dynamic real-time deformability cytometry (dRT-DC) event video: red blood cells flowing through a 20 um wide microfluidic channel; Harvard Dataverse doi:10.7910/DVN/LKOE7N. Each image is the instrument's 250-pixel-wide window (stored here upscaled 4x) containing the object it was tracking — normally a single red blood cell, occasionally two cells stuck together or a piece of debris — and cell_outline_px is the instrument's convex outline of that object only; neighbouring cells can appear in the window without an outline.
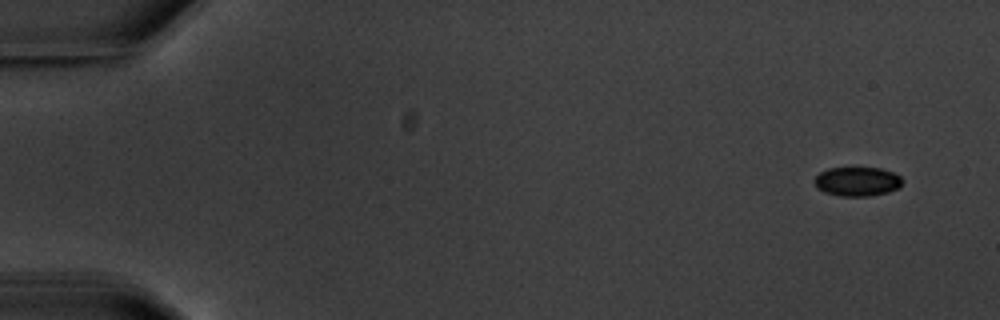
{"species": "common noctule bat (a hibernating species)", "species_latin": "Nyctalus noctula", "temperature_condition": "warm", "stored_images_in_passage": 5, "camera_frame_rate_fps": 3000, "um_per_image_px": 0.085, "animal": {"sex": "male", "body_mass_g": 20.1, "forearm_length_mm": 53.5}, "frame": {"image": 1, "passage_image": 1, "time_ms": 0.0, "image_size_px": [1000, 320], "cell_outline_px": [[904, 180], [896, 188], [888, 192], [868, 196], [840, 196], [824, 192], [816, 188], [812, 180], [820, 172], [828, 168], [880, 168], [892, 172], [900, 176]], "centroid_in_image_um": [72.81, 15.43], "position_along_channel_um": 12.2, "area_um2": 14.97}}
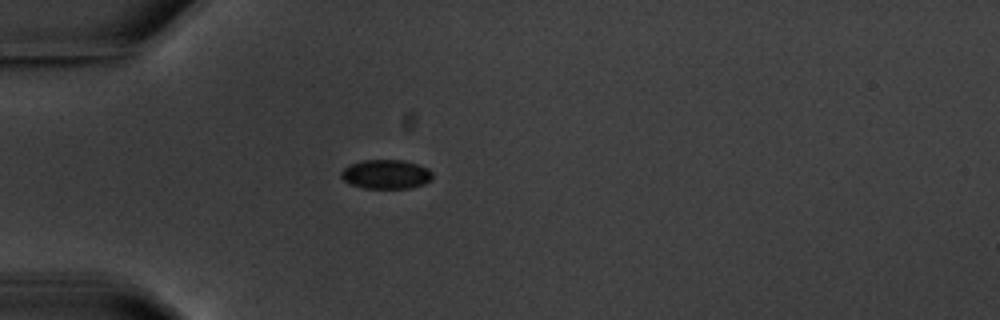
{"frame": {"image": 2, "passage_image": 5, "time_ms": 4.667, "image_size_px": [1000, 320], "cell_outline_px": [[432, 180], [424, 184], [408, 188], [364, 188], [348, 184], [340, 176], [340, 172], [348, 164], [360, 160], [400, 160], [416, 164], [428, 168], [432, 172]], "centroid_in_image_um": [32.77, 14.81], "position_along_channel_um": 52.2, "area_um2": 15.66}}